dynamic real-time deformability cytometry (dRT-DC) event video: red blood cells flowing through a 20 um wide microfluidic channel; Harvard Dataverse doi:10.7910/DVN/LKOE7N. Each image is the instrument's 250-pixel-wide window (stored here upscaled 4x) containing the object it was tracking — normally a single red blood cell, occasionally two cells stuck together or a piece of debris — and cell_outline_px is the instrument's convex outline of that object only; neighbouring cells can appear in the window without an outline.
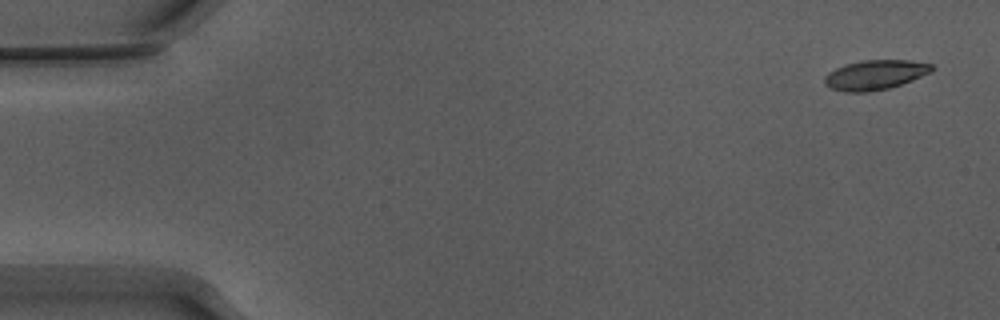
{"species": "Egyptian fruit bat (a non-hibernating species)", "species_latin": "Rousettus aegyptiacus", "temperature_condition": "warm", "stored_images_in_passage": 8, "camera_frame_rate_fps": 3000, "um_per_image_px": 0.085, "animal": {"sex": "male"}, "frame": {"image": 1, "passage_image": 1, "time_ms": 0.0, "image_size_px": [1000, 320], "cell_outline_px": [[932, 72], [912, 80], [888, 88], [868, 92], [844, 92], [832, 88], [824, 84], [824, 76], [828, 72], [844, 64], [864, 60], [908, 60], [932, 64]], "centroid_in_image_um": [74.35, 6.36], "position_along_channel_um": 10.6, "area_um2": 18.5}}